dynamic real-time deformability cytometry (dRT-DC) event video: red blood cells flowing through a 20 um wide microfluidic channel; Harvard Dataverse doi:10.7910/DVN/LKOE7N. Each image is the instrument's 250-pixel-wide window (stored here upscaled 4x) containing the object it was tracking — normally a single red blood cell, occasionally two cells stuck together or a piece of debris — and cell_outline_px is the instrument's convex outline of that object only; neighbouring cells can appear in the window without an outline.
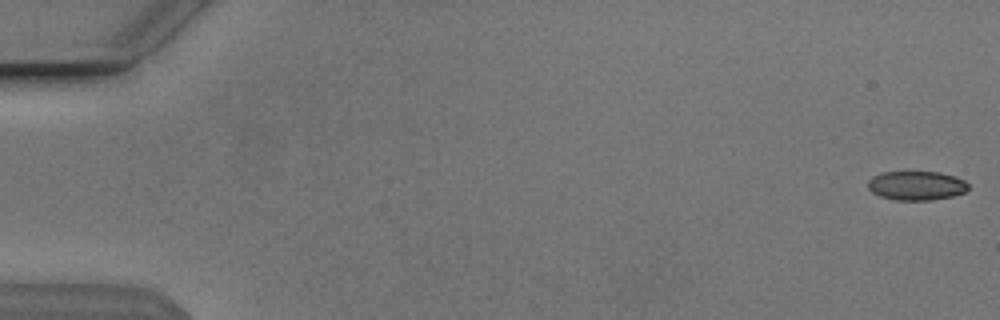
{"species": "Egyptian fruit bat (a non-hibernating species)", "species_latin": "Rousettus aegyptiacus", "temperature_condition": "cold", "stored_images_in_passage": 54, "camera_frame_rate_fps": 3000, "um_per_image_px": 0.085, "animal": {"sex": "male"}, "frame": {"image": 1, "passage_image": 1, "time_ms": 0.0, "image_size_px": [1000, 320], "cell_outline_px": [[968, 188], [964, 192], [952, 196], [932, 200], [896, 200], [880, 196], [872, 192], [868, 188], [868, 180], [872, 176], [884, 172], [940, 172], [964, 180], [968, 184]], "centroid_in_image_um": [77.87, 15.78], "position_along_channel_um": 7.1, "area_um2": 16.94}}
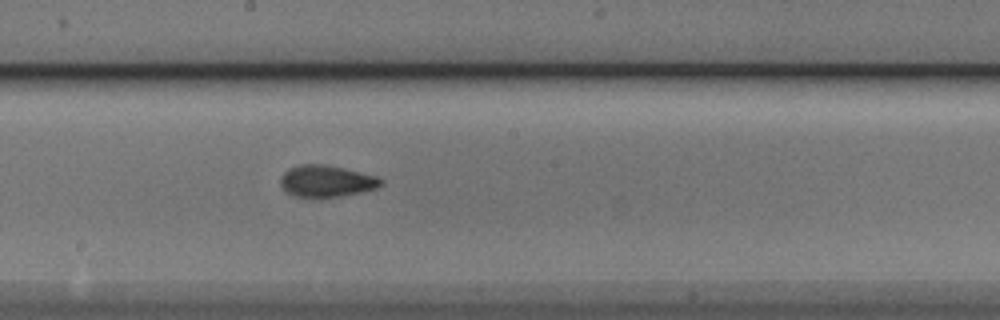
{"frame": {"image": 2, "passage_image": 30, "time_ms": 9.667, "image_size_px": [1000, 320], "cell_outline_px": [[384, 184], [376, 188], [360, 192], [340, 196], [296, 196], [288, 192], [280, 184], [280, 176], [288, 168], [300, 164], [324, 164], [344, 168], [376, 176], [384, 180]], "centroid_in_image_um": [27.76, 15.37], "position_along_channel_um": 220.4, "area_um2": 18.32}}
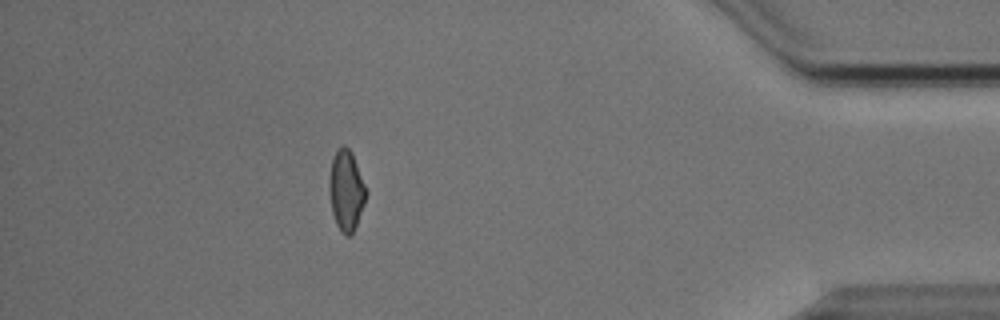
{"frame": {"image": 3, "passage_image": 48, "time_ms": 15.667, "image_size_px": [1000, 320], "cell_outline_px": [[368, 192], [364, 204], [356, 224], [352, 232], [348, 236], [344, 236], [340, 232], [336, 224], [332, 212], [328, 188], [328, 180], [332, 156], [344, 144], [352, 152]], "centroid_in_image_um": [29.41, 16.18], "position_along_channel_um": 405.8, "area_um2": 17.4}, "authors_computed_cell_mechanics": {"area_um2": 17.8024, "velocity_mm_per_s": 3.8481, "shape_relaxation_time_tau1_ms": 5.2889, "shape_relaxation_time_tau2_ms": 1.9656, "deformation_change_tau1": 0.1134, "deformation_change_tau2": 0.0604}}